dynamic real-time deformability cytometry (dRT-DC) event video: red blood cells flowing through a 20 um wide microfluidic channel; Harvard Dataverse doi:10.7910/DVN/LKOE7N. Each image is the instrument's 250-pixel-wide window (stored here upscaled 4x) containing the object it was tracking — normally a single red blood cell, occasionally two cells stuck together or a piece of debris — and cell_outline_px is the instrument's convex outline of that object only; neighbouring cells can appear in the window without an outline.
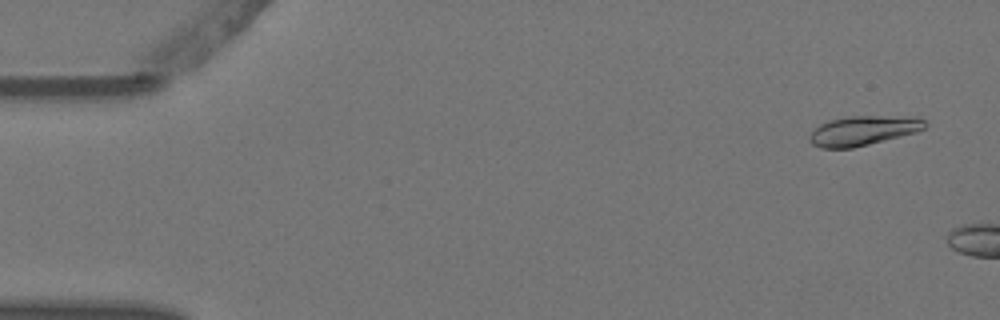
{"species": "Egyptian fruit bat (a non-hibernating species)", "species_latin": "Rousettus aegyptiacus", "temperature_condition": "warm", "stored_images_in_passage": 2, "camera_frame_rate_fps": 3000, "um_per_image_px": 0.085, "animal": {"sex": "female"}, "frame": {"image": 1, "passage_image": 1, "time_ms": 0.0, "image_size_px": [1000, 320], "cell_outline_px": [[928, 124], [924, 128], [916, 132], [852, 148], [820, 148], [812, 144], [808, 140], [808, 136], [820, 124], [828, 120], [848, 116], [916, 116], [924, 120]], "centroid_in_image_um": [73.36, 11.09], "position_along_channel_um": 11.6, "area_um2": 19.94}}